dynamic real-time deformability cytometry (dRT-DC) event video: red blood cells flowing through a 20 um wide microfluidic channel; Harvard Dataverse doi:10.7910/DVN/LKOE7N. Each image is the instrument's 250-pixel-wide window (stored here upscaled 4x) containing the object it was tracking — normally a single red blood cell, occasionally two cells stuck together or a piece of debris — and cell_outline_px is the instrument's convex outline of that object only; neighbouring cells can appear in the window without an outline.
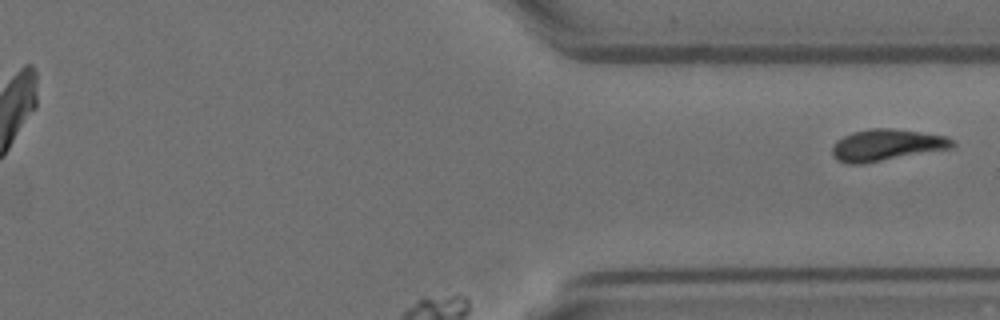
{"species": "Egyptian fruit bat (a non-hibernating species)", "species_latin": "Rousettus aegyptiacus", "temperature_condition": "room temperature", "stored_images_in_passage": 53, "segment_of_instrument_passage": [2, 2], "camera_frame_rate_fps": 3000, "um_per_image_px": 0.085, "animal": {"sex": "female"}, "frame": {"image": 1, "passage_image": 53, "time_ms": 17.333, "image_size_px": [1000, 320], "cell_outline_px": [[956, 144], [952, 148], [864, 164], [848, 164], [836, 160], [832, 156], [832, 148], [836, 140], [852, 132], [872, 128], [892, 128], [920, 132], [944, 136], [952, 140]], "centroid_in_image_um": [75.32, 12.34], "position_along_channel_um": 336.1, "area_um2": 22.2}}